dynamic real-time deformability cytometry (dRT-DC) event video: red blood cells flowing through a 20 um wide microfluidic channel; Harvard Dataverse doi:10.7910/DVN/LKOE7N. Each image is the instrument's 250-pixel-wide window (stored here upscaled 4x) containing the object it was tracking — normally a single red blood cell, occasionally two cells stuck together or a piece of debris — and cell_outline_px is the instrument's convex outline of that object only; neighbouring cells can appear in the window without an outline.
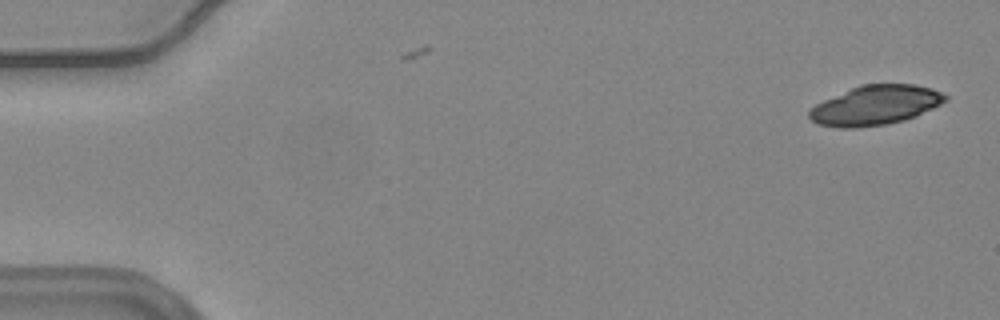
{"species": "common noctule bat (a hibernating species)", "species_latin": "Nyctalus noctula", "temperature_condition": "warm", "stored_images_in_passage": 4, "camera_frame_rate_fps": 3000, "um_per_image_px": 0.085, "animal": {"sex": "female", "body_mass_g": 24.6, "forearm_length_mm": 56.2}, "frame": {"image": 1, "passage_image": 1, "time_ms": 0.0, "image_size_px": [1000, 320], "cell_outline_px": [[948, 100], [916, 116], [904, 120], [884, 124], [856, 128], [840, 128], [816, 124], [808, 116], [808, 112], [816, 104], [824, 100], [860, 84], [916, 84], [932, 88], [948, 96]], "centroid_in_image_um": [74.41, 8.94], "position_along_channel_um": 10.6, "area_um2": 31.27}}